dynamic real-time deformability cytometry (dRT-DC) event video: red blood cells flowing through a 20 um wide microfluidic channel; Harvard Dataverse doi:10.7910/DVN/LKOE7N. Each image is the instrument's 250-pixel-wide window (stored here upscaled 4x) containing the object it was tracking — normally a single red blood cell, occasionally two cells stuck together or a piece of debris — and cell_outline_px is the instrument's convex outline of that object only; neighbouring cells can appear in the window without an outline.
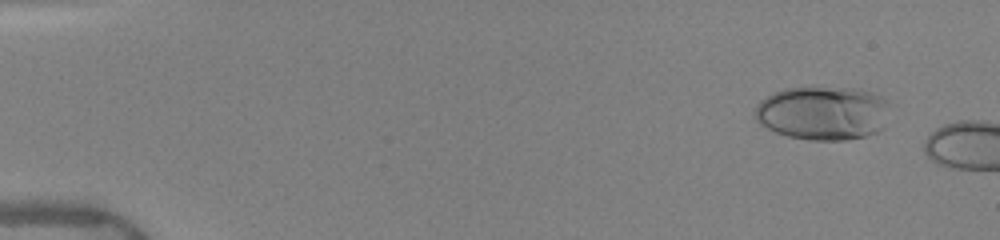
{"species": "human", "species_latin": "Homo sapiens", "temperature_condition": "warm", "stored_images_in_passage": 11, "camera_frame_rate_fps": 3000, "um_per_image_px": 0.085, "donor": {"sex": "female"}, "frame": {"image": 1, "passage_image": 4, "time_ms": 1.0, "image_size_px": [1000, 240], "cell_outline_px": [[884, 128], [876, 132], [864, 136], [848, 140], [808, 140], [788, 136], [776, 132], [760, 124], [752, 116], [760, 100], [784, 88], [860, 88], [880, 96], [884, 100]], "centroid_in_image_um": [69.87, 9.62], "position_along_channel_um": 15.1, "area_um2": 41.85}}